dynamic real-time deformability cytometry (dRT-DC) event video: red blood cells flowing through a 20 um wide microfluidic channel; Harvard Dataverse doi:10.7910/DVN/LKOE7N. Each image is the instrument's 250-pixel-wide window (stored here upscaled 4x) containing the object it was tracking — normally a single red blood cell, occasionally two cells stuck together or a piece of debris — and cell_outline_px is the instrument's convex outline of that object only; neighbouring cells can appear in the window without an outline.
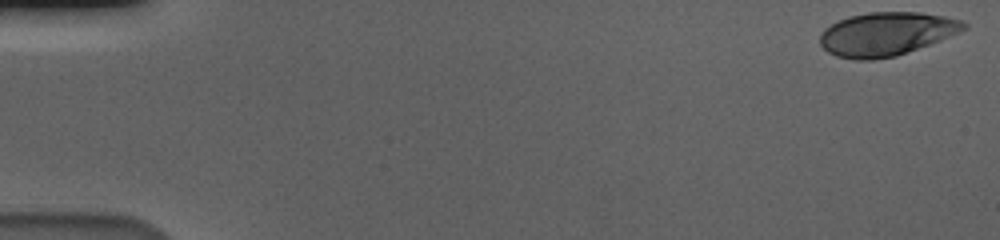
{"species": "human", "species_latin": "Homo sapiens", "temperature_condition": "cold", "stored_images_in_passage": 11, "camera_frame_rate_fps": 3000, "um_per_image_px": 0.085, "donor": {"sex": "male"}, "frame": {"image": 1, "passage_image": 1, "time_ms": 0.0, "image_size_px": [1000, 240], "cell_outline_px": [[968, 28], [928, 44], [896, 56], [872, 60], [856, 60], [836, 56], [828, 52], [820, 44], [820, 36], [824, 28], [848, 16], [868, 12], [920, 12], [944, 16], [960, 20], [968, 24]], "centroid_in_image_um": [75.31, 2.88], "position_along_channel_um": 9.7, "area_um2": 36.18}}